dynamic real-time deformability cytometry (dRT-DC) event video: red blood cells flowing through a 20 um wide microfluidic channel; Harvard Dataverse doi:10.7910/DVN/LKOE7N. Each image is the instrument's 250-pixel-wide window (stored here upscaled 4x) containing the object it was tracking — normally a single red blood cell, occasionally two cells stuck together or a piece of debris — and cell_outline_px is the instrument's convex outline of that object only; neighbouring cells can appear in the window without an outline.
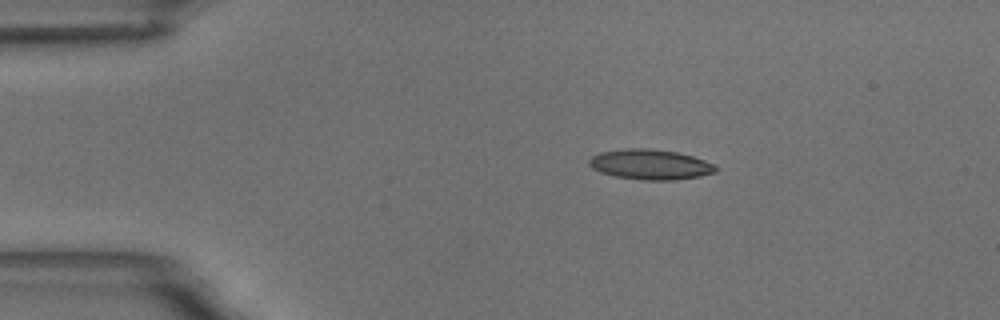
{"species": "common noctule bat (a hibernating species)", "species_latin": "Nyctalus noctula", "temperature_condition": "room temperature", "stored_images_in_passage": 54, "camera_frame_rate_fps": 3000, "um_per_image_px": 0.085, "animal": {"sex": "male", "body_mass_g": 18.8}, "frame": {"image": 1, "passage_image": 9, "time_ms": 2.667, "image_size_px": [1000, 320], "cell_outline_px": [[720, 168], [716, 172], [700, 176], [676, 180], [644, 180], [616, 176], [600, 172], [592, 168], [588, 164], [588, 160], [592, 156], [600, 152], [628, 148], [648, 148], [676, 152], [692, 156], [716, 164]], "centroid_in_image_um": [55.3, 13.98], "position_along_channel_um": 29.7, "area_um2": 22.37}}
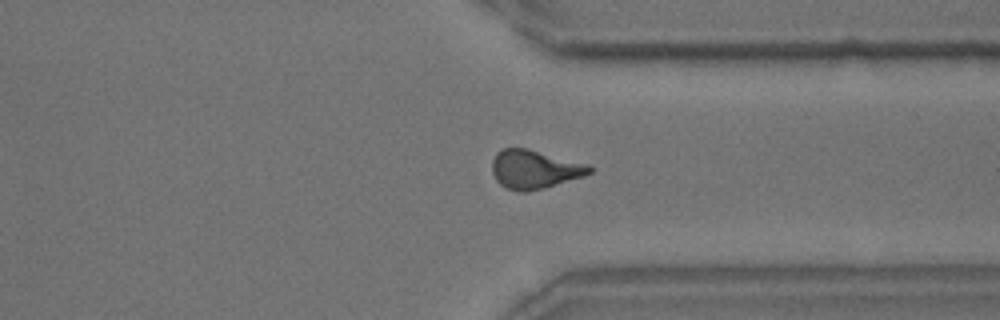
{"frame": {"image": 2, "passage_image": 41, "time_ms": 13.333, "image_size_px": [1000, 320], "cell_outline_px": [[592, 172], [584, 176], [544, 188], [528, 192], [520, 192], [508, 188], [500, 184], [496, 180], [492, 172], [492, 160], [496, 152], [500, 148], [528, 148], [588, 164], [592, 168]], "centroid_in_image_um": [45.41, 14.38], "position_along_channel_um": 366.0, "area_um2": 22.08}}
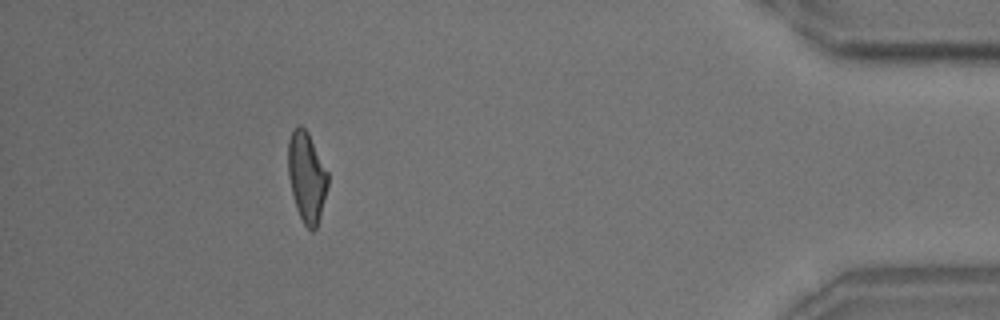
{"frame": {"image": 3, "passage_image": 49, "time_ms": 16.0, "image_size_px": [1000, 320], "cell_outline_px": [[328, 184], [320, 216], [316, 228], [312, 232], [304, 224], [296, 208], [292, 196], [288, 176], [288, 140], [292, 128], [296, 124], [300, 124], [308, 132], [328, 172]], "centroid_in_image_um": [26.05, 15.0], "position_along_channel_um": 409.2, "area_um2": 21.04}, "authors_computed_cell_mechanics": {"area_um2": 21.4149, "velocity_mm_per_s": 3.6447, "shape_relaxation_time_tau1_ms": 7.7764, "shape_relaxation_time_tau2_ms": 2.1462, "deformation_change_tau1": 0.2095, "deformation_change_tau2": 0.0939}}